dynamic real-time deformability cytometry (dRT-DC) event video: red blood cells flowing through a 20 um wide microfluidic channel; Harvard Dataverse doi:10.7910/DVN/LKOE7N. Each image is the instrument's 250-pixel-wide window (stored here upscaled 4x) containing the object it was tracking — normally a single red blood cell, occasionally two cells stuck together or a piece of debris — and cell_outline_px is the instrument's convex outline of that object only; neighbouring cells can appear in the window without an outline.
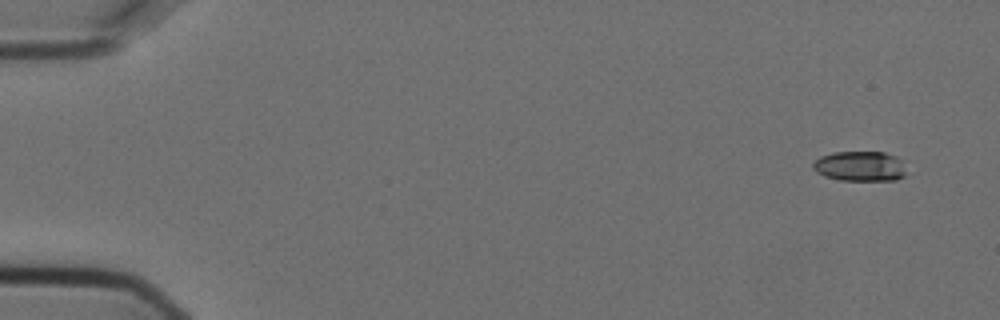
{"species": "Egyptian fruit bat (a non-hibernating species)", "species_latin": "Rousettus aegyptiacus", "temperature_condition": "cold", "stored_images_in_passage": 5, "camera_frame_rate_fps": 3000, "um_per_image_px": 0.085, "animal": {"sex": "female"}, "frame": {"image": 1, "passage_image": 1, "time_ms": 0.0, "image_size_px": [1000, 320], "cell_outline_px": [[904, 176], [896, 180], [840, 180], [824, 176], [816, 172], [812, 168], [812, 164], [820, 156], [832, 152], [884, 152], [896, 156], [900, 160], [904, 172]], "centroid_in_image_um": [73.05, 14.12], "position_along_channel_um": 12.0, "area_um2": 16.24}}